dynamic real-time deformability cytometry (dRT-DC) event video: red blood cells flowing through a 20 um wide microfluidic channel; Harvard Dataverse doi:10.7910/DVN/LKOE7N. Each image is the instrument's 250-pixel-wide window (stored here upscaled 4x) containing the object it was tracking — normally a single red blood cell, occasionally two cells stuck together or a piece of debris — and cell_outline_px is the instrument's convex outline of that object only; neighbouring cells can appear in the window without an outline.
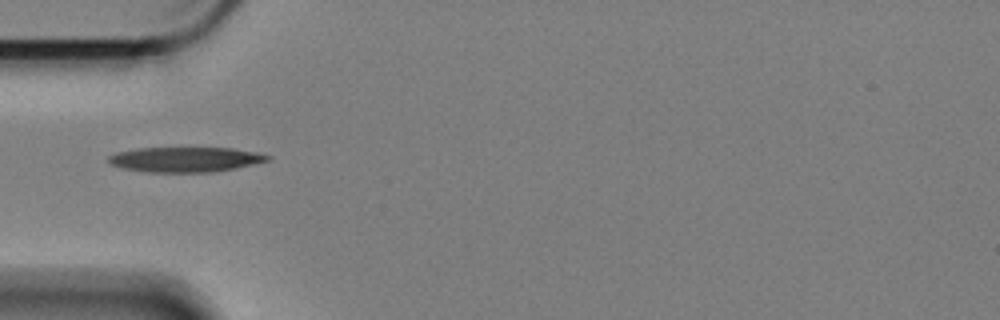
{"species": "Egyptian fruit bat (a non-hibernating species)", "species_latin": "Rousettus aegyptiacus", "temperature_condition": "cold", "stored_images_in_passage": 14, "camera_frame_rate_fps": 3000, "um_per_image_px": 0.085, "animal": {"sex": "female"}, "frame": {"image": 1, "passage_image": 1, "time_ms": 0.0, "image_size_px": [1000, 320], "cell_outline_px": [[272, 156], [268, 160], [236, 168], [212, 172], [148, 172], [124, 168], [112, 164], [108, 160], [108, 156], [116, 152], [136, 148], [232, 148], [256, 152]], "centroid_in_image_um": [15.75, 13.55], "position_along_channel_um": 69.3, "area_um2": 23.0}}
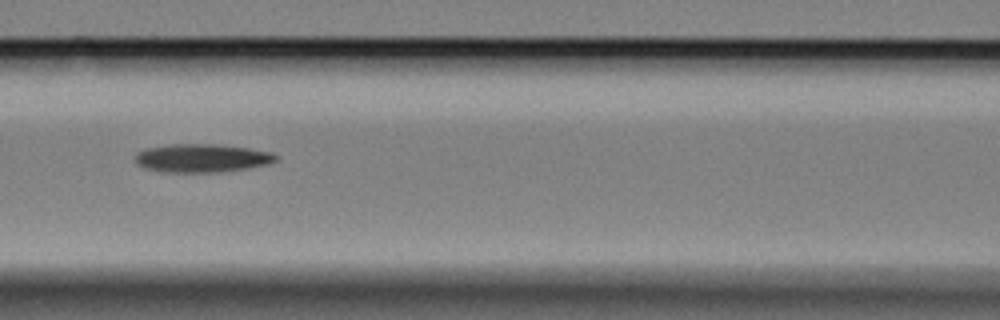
{"frame": {"image": 2, "passage_image": 8, "time_ms": 2.333, "image_size_px": [1000, 320], "cell_outline_px": [[280, 156], [276, 160], [268, 164], [248, 168], [220, 172], [160, 172], [144, 168], [136, 164], [136, 152], [144, 148], [172, 144], [216, 144], [248, 148], [272, 152]], "centroid_in_image_um": [17.15, 13.44], "position_along_channel_um": 149.5, "area_um2": 23.47}}
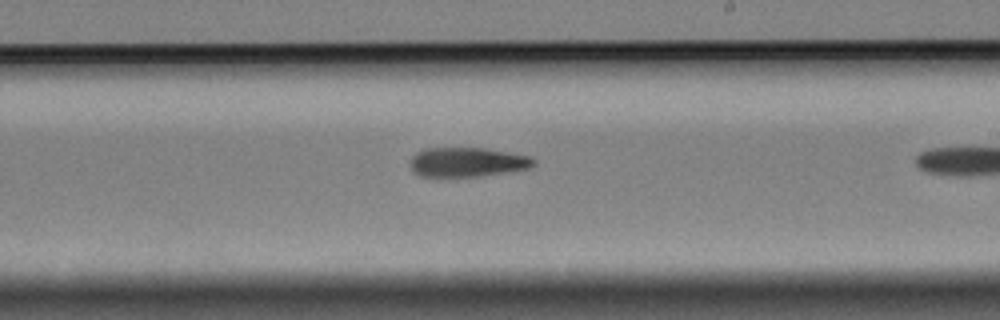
{"frame": {"image": 3, "passage_image": 13, "time_ms": 4.0, "image_size_px": [1000, 320], "cell_outline_px": [[536, 164], [528, 168], [480, 176], [420, 176], [412, 168], [412, 156], [416, 152], [424, 148], [484, 148], [528, 156], [536, 160]], "centroid_in_image_um": [39.72, 13.77], "position_along_channel_um": 249.3, "area_um2": 20.75}}